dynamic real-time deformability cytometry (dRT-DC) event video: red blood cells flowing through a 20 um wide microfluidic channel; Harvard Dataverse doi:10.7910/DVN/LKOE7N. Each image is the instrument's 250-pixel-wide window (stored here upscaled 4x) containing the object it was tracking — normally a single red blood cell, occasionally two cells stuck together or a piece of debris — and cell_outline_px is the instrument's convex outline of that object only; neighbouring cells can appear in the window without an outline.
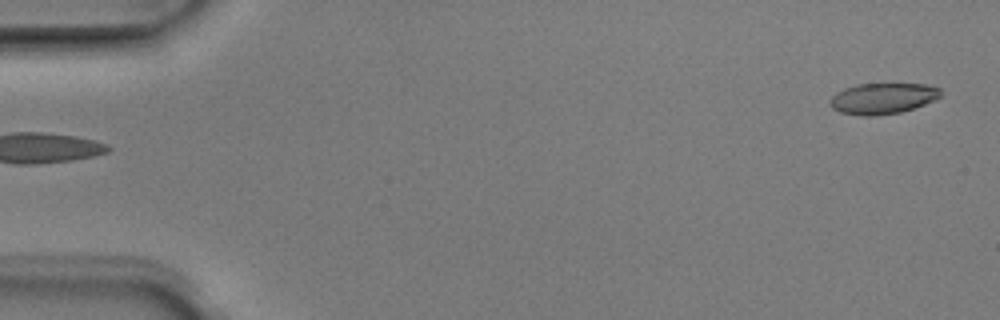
{"species": "Egyptian fruit bat (a non-hibernating species)", "species_latin": "Rousettus aegyptiacus", "temperature_condition": "room temperature", "stored_images_in_passage": 3, "segment_of_instrument_passage": [2, 2], "camera_frame_rate_fps": 3000, "um_per_image_px": 0.085, "animal": {"sex": "male"}, "frame": {"image": 1, "passage_image": 3, "time_ms": 0.667, "image_size_px": [1000, 320], "cell_outline_px": [[940, 96], [936, 100], [900, 112], [876, 116], [864, 116], [840, 112], [832, 108], [828, 104], [832, 96], [836, 92], [844, 88], [856, 84], [924, 84], [940, 88]], "centroid_in_image_um": [74.99, 8.37], "position_along_channel_um": 10.0, "area_um2": 19.94}}